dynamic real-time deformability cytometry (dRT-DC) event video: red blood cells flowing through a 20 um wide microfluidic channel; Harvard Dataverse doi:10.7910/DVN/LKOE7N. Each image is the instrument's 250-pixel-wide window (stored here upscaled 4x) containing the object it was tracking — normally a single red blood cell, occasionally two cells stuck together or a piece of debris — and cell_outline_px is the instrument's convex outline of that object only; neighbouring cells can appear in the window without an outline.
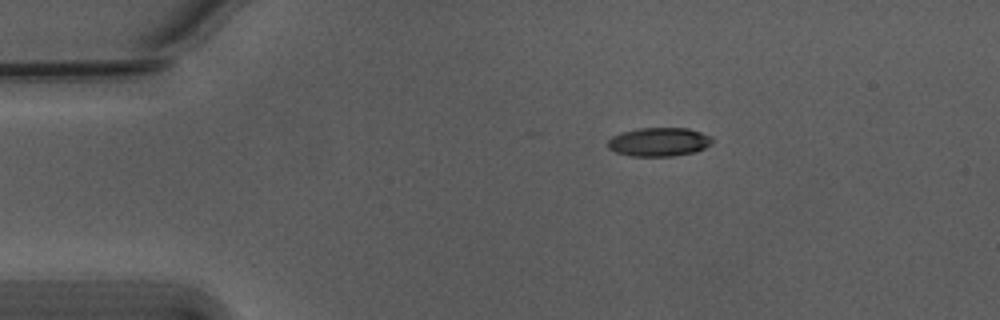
{"species": "Egyptian fruit bat (a non-hibernating species)", "species_latin": "Rousettus aegyptiacus", "temperature_condition": "warm", "stored_images_in_passage": 14, "camera_frame_rate_fps": 3000, "um_per_image_px": 0.085, "animal": {"sex": "male"}, "frame": {"image": 1, "passage_image": 1, "time_ms": 0.0, "image_size_px": [1000, 320], "cell_outline_px": [[712, 140], [704, 148], [696, 152], [672, 156], [628, 156], [616, 152], [608, 148], [608, 140], [612, 136], [624, 132], [640, 128], [688, 128], [700, 132], [708, 136]], "centroid_in_image_um": [55.97, 12.07], "position_along_channel_um": 29.0, "area_um2": 17.28}}
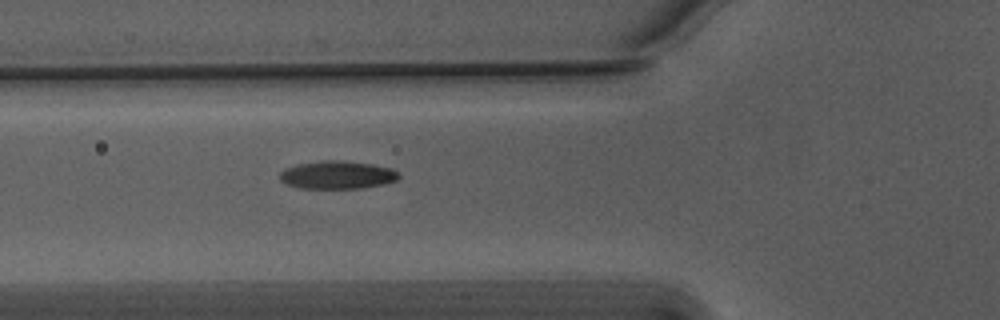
{"frame": {"image": 2, "passage_image": 11, "time_ms": 3.333, "image_size_px": [1000, 320], "cell_outline_px": [[400, 176], [396, 180], [384, 184], [364, 188], [300, 188], [288, 184], [280, 180], [280, 172], [296, 164], [320, 160], [344, 160], [372, 164], [392, 168]], "centroid_in_image_um": [28.68, 14.86], "position_along_channel_um": 97.1, "area_um2": 19.42}}
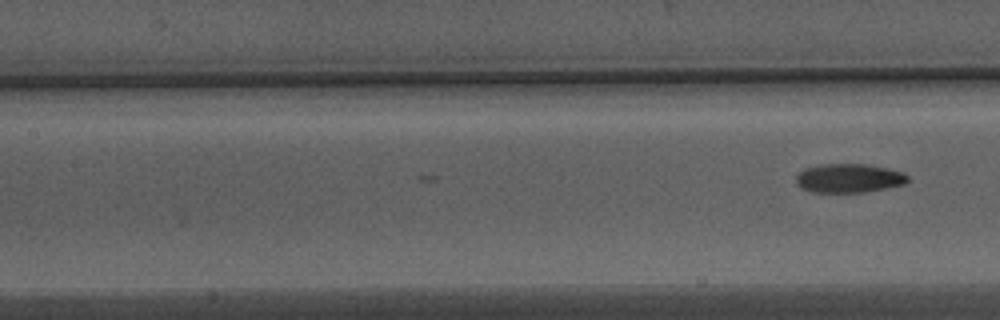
{"frame": {"image": 3, "passage_image": 14, "time_ms": 4.333, "image_size_px": [1000, 320], "cell_outline_px": [[908, 180], [904, 184], [888, 188], [864, 192], [812, 192], [800, 188], [796, 184], [796, 176], [804, 168], [820, 164], [864, 164], [904, 172], [908, 176]], "centroid_in_image_um": [72.13, 15.15], "position_along_channel_um": 135.3, "area_um2": 18.84}}